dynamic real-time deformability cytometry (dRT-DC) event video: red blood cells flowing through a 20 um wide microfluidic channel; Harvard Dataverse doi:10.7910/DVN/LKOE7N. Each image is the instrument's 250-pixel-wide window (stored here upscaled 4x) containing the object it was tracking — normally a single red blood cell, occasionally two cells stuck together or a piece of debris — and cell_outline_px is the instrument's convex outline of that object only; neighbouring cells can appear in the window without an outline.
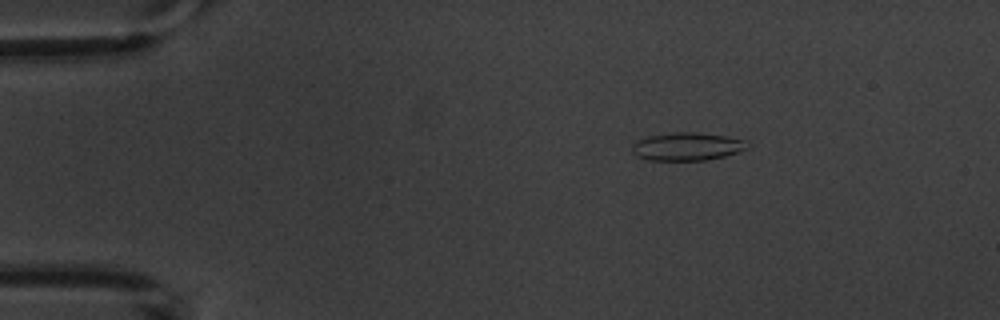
{"species": "common noctule bat (a hibernating species)", "species_latin": "Nyctalus noctula", "temperature_condition": "warm", "stored_images_in_passage": 4, "camera_frame_rate_fps": 3000, "um_per_image_px": 0.085, "animal": {"sex": "male", "body_mass_g": 20.1, "forearm_length_mm": 53.5}, "frame": {"image": 1, "passage_image": 2, "time_ms": 1.333, "image_size_px": [1000, 320], "cell_outline_px": [[752, 144], [748, 148], [724, 156], [708, 160], [648, 160], [636, 156], [632, 152], [632, 144], [636, 140], [648, 136], [676, 132], [696, 132], [724, 136], [748, 140]], "centroid_in_image_um": [58.42, 12.45], "position_along_channel_um": 26.6, "area_um2": 18.96}}